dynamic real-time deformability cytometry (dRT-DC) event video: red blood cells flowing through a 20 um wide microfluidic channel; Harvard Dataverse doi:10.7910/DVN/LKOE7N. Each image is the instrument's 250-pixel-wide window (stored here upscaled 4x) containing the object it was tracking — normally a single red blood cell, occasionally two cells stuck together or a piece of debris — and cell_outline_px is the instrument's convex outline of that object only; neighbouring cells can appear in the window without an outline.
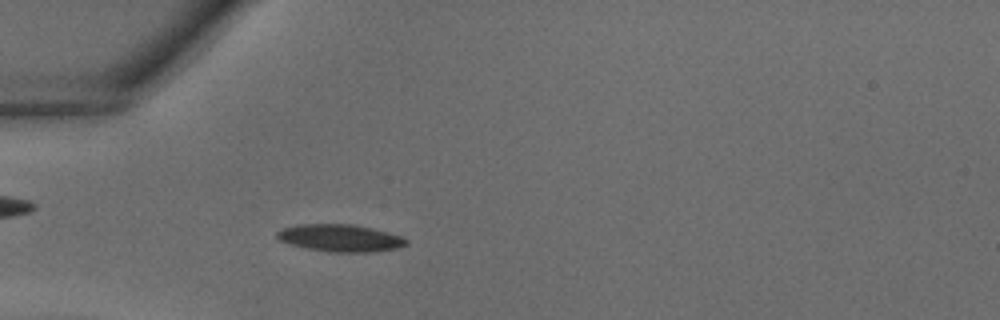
{"species": "common noctule bat (a hibernating species)", "species_latin": "Nyctalus noctula", "temperature_condition": "warm", "stored_images_in_passage": 39, "camera_frame_rate_fps": 3000, "um_per_image_px": 0.085, "animal": {"sex": "male", "body_mass_g": 18.8}, "frame": {"image": 1, "passage_image": 12, "time_ms": 3.667, "image_size_px": [1000, 320], "cell_outline_px": [[408, 244], [396, 248], [368, 252], [332, 252], [308, 248], [292, 244], [280, 240], [276, 236], [276, 232], [280, 228], [296, 224], [352, 224], [372, 228], [388, 232], [400, 236], [408, 240]], "centroid_in_image_um": [28.9, 20.21], "position_along_channel_um": 56.1, "area_um2": 20.4}}
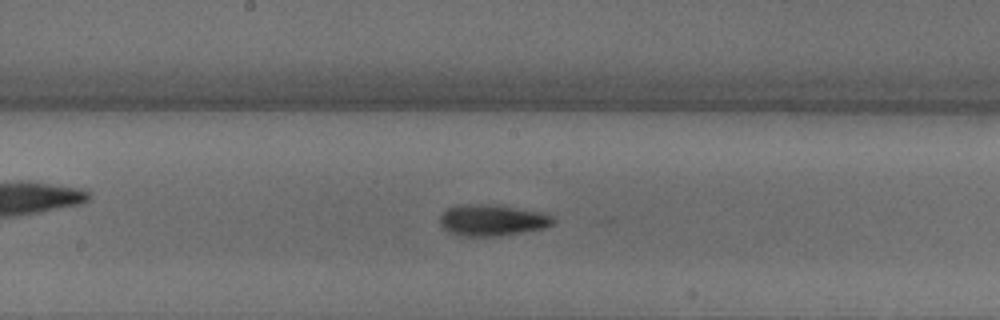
{"frame": {"image": 2, "passage_image": 21, "time_ms": 6.667, "image_size_px": [1000, 320], "cell_outline_px": [[556, 220], [552, 224], [544, 228], [524, 232], [496, 236], [460, 236], [448, 232], [440, 224], [440, 216], [448, 208], [460, 204], [492, 204], [544, 212], [552, 216]], "centroid_in_image_um": [41.84, 18.71], "position_along_channel_um": 206.4, "area_um2": 20.81}}
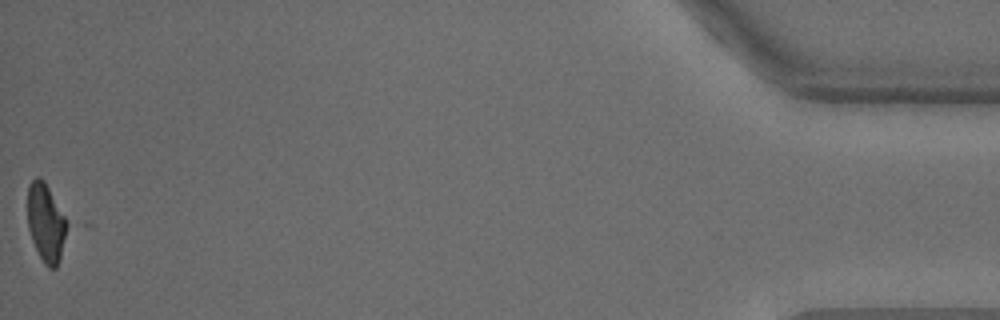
{"frame": {"image": 3, "passage_image": 39, "time_ms": 12.667, "image_size_px": [1000, 320], "cell_outline_px": [[72, 224], [60, 260], [56, 268], [48, 268], [44, 264], [32, 240], [28, 228], [28, 184], [36, 176], [40, 176], [44, 180]], "centroid_in_image_um": [3.98, 18.93], "position_along_channel_um": 431.2, "area_um2": 18.9}}